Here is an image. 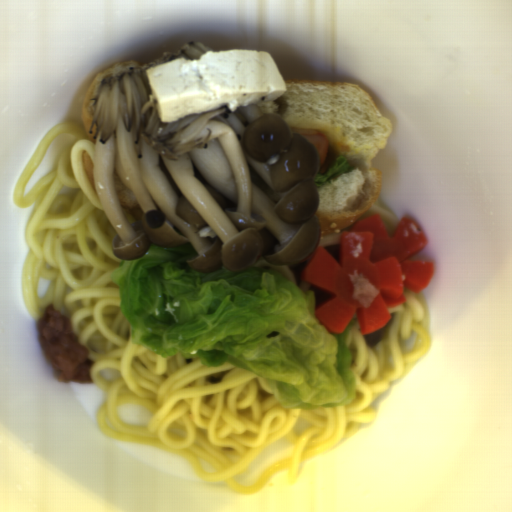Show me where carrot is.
Returning <instances> with one entry per match:
<instances>
[{"mask_svg":"<svg viewBox=\"0 0 512 512\" xmlns=\"http://www.w3.org/2000/svg\"><path fill=\"white\" fill-rule=\"evenodd\" d=\"M428 238L416 218L405 217L389 232L379 213L359 219L342 232L337 262L322 246L309 257L301 278L330 294L314 308L315 319L330 334L344 332L356 316L361 335L384 328L389 308L405 304L404 290L421 292L431 283L435 264L412 259L425 250ZM354 270L379 291L368 308L352 297Z\"/></svg>","mask_w":512,"mask_h":512,"instance_id":"b8716197","label":"carrot"}]
</instances>
